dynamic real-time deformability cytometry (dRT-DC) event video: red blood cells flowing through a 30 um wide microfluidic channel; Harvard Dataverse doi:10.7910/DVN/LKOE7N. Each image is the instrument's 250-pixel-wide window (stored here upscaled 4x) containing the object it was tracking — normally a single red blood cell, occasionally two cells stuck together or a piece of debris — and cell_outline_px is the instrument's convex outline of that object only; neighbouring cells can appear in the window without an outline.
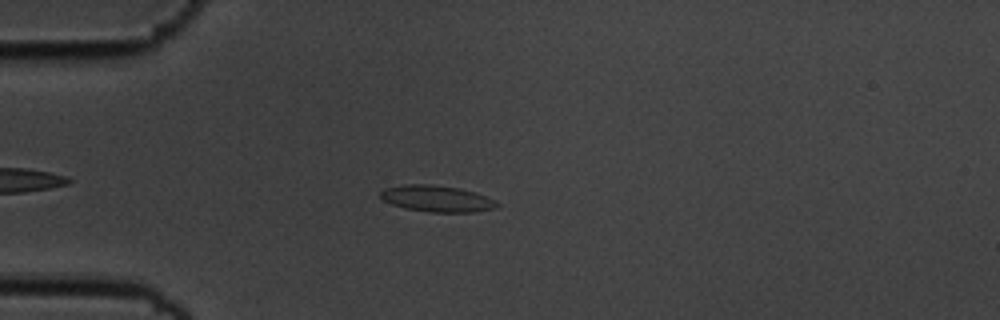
{"species": "common noctule bat (a hibernating species)", "species_latin": "Nyctalus noctula", "temperature_condition": "cold", "stored_images_in_passage": 47, "camera_frame_rate_fps": 3000, "um_per_image_px": 0.085, "animal": {"sex": "male", "body_mass_g": 19.5, "forearm_length_mm": 54.6}, "frame": {"image": 1, "passage_image": 6, "time_ms": 1.667, "image_size_px": [1000, 320], "cell_outline_px": [[500, 204], [496, 208], [476, 212], [428, 212], [404, 208], [392, 204], [384, 200], [380, 196], [380, 192], [384, 188], [404, 184], [428, 184], [460, 188], [476, 192]], "centroid_in_image_um": [37.12, 16.88], "position_along_channel_um": 47.9, "area_um2": 17.92}}
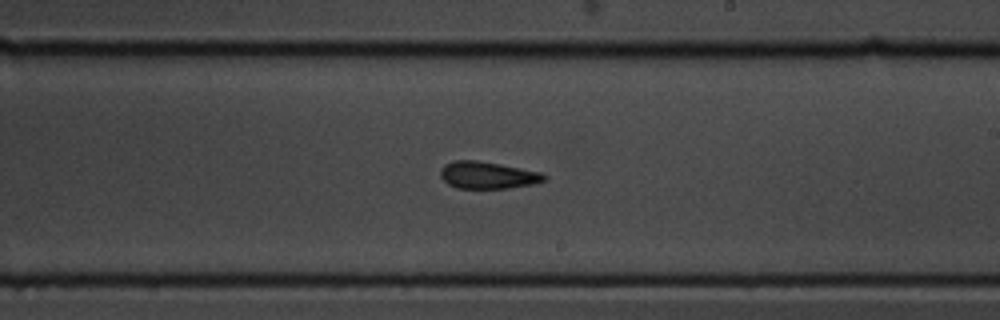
{"frame": {"image": 2, "passage_image": 24, "time_ms": 7.667, "image_size_px": [1000, 320], "cell_outline_px": [[548, 180], [532, 184], [508, 188], [456, 188], [448, 184], [440, 176], [440, 168], [444, 164], [456, 160], [476, 160], [500, 164], [544, 172], [548, 176]], "centroid_in_image_um": [41.49, 14.88], "position_along_channel_um": 247.5, "area_um2": 16.59}}
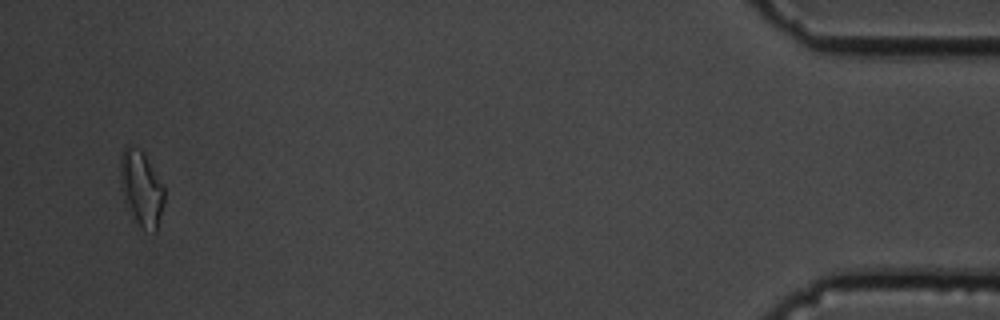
{"frame": {"image": 3, "passage_image": 45, "time_ms": 14.667, "image_size_px": [1000, 320], "cell_outline_px": [[164, 200], [156, 232], [152, 232], [140, 228], [120, 188], [120, 152], [124, 144], [128, 144], [140, 148], [144, 152], [164, 188]], "centroid_in_image_um": [11.99, 15.93], "position_along_channel_um": 423.2, "area_um2": 19.19}, "authors_computed_cell_mechanics": {"area_um2": 16.9932, "velocity_mm_per_s": 3.6, "shape_relaxation_time_tau1_ms": 7.084, "shape_relaxation_time_tau2_ms": 9.3823, "deformation_change_tau1": 0.1282, "deformation_change_tau2": 0.1773}}